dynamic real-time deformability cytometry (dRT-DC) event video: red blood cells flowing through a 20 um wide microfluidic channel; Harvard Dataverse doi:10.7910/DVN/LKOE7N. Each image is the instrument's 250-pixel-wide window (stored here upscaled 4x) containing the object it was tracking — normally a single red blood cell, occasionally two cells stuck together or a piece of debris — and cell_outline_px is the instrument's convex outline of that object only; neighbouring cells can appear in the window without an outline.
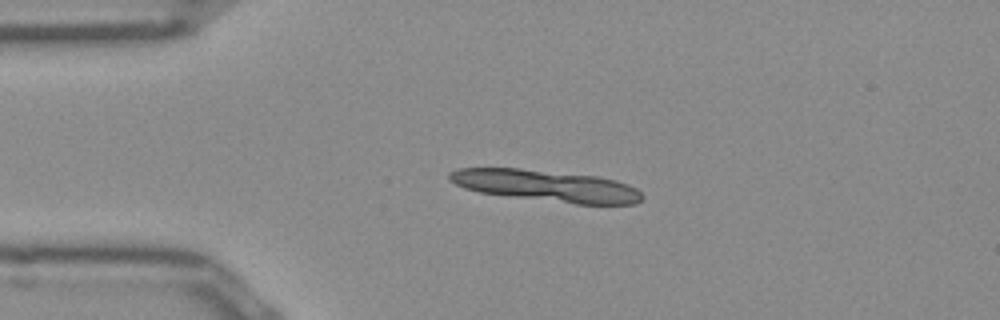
{"species": "Egyptian fruit bat (a non-hibernating species)", "species_latin": "Rousettus aegyptiacus", "temperature_condition": "room temperature", "stored_images_in_passage": 9, "segment_of_instrument_passage": [1, 2], "camera_frame_rate_fps": 3000, "um_per_image_px": 0.085, "frame": {"image": 1, "passage_image": 1, "time_ms": 0.0, "image_size_px": [1000, 320], "cell_outline_px": [[644, 196], [636, 204], [576, 204], [480, 192], [464, 188], [448, 180], [448, 172], [460, 168], [520, 168], [596, 176], [616, 180], [628, 184], [636, 188]], "centroid_in_image_um": [46.44, 15.78], "position_along_channel_um": 38.6, "area_um2": 35.2}}